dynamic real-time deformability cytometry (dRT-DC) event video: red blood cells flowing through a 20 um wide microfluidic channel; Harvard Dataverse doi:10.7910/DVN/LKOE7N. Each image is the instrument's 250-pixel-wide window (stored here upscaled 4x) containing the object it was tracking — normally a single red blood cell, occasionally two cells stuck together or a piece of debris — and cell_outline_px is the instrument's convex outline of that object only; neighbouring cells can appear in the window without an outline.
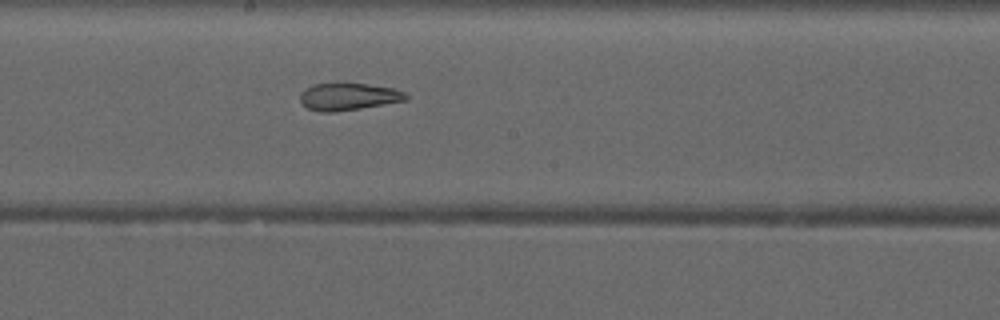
{"species": "common noctule bat (a hibernating species)", "species_latin": "Nyctalus noctula", "temperature_condition": "warm", "stored_images_in_passage": 9, "camera_frame_rate_fps": 3000, "um_per_image_px": 0.085, "animal": {"sex": "male", "forearm_length_mm": 52.5}, "frame": {"image": 1, "passage_image": 9, "time_ms": 10.333, "image_size_px": [1000, 320], "cell_outline_px": [[408, 100], [360, 108], [332, 112], [320, 112], [308, 108], [300, 104], [300, 92], [304, 88], [316, 84], [364, 84], [392, 88], [404, 92], [408, 96]], "centroid_in_image_um": [29.57, 8.23], "position_along_channel_um": 218.6, "area_um2": 16.59}}